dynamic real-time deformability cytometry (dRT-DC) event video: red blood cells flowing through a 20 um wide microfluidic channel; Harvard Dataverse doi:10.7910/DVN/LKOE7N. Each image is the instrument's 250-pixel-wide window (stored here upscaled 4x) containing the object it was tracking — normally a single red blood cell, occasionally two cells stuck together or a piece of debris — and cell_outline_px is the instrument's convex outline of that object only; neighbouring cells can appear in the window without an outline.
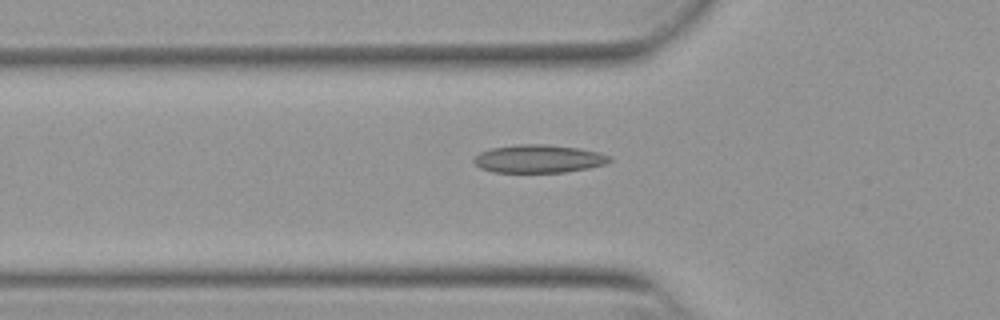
{"species": "Egyptian fruit bat (a non-hibernating species)", "species_latin": "Rousettus aegyptiacus", "temperature_condition": "warm", "stored_images_in_passage": 35, "camera_frame_rate_fps": 3000, "um_per_image_px": 0.085, "animal": {"sex": "female"}, "frame": {"image": 1, "passage_image": 5, "time_ms": 1.333, "image_size_px": [1000, 320], "cell_outline_px": [[612, 160], [608, 164], [588, 168], [564, 172], [492, 172], [480, 168], [472, 160], [480, 152], [492, 148], [516, 144], [548, 144], [580, 148], [600, 152], [612, 156]], "centroid_in_image_um": [45.83, 13.49], "position_along_channel_um": 80.0, "area_um2": 22.43}}
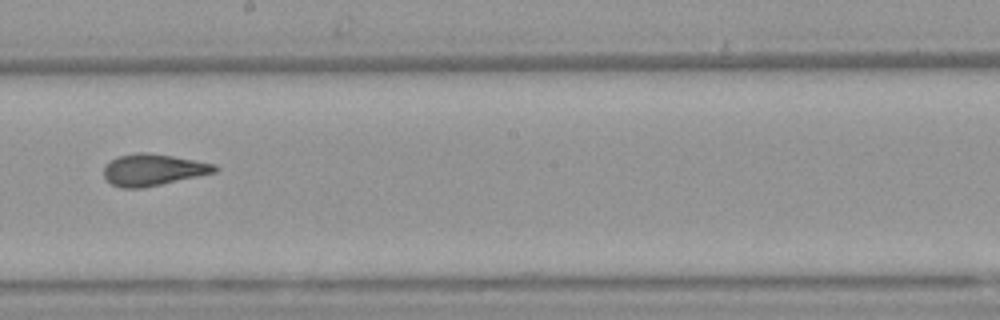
{"frame": {"image": 2, "passage_image": 17, "time_ms": 5.333, "image_size_px": [1000, 320], "cell_outline_px": [[220, 168], [216, 172], [160, 184], [140, 188], [120, 188], [112, 184], [104, 176], [104, 164], [120, 156], [136, 152], [148, 152], [172, 156], [216, 164]], "centroid_in_image_um": [13.01, 14.42], "position_along_channel_um": 235.2, "area_um2": 20.29}}
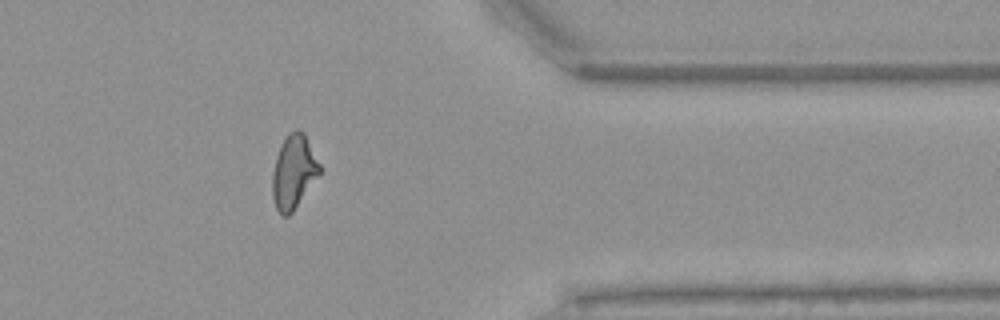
{"frame": {"image": 3, "passage_image": 30, "time_ms": 9.667, "image_size_px": [1000, 320], "cell_outline_px": [[320, 172], [292, 212], [288, 216], [280, 216], [276, 208], [272, 196], [272, 172], [276, 156], [280, 144], [288, 132], [296, 128], [300, 128], [304, 132], [320, 164]], "centroid_in_image_um": [24.93, 14.57], "position_along_channel_um": 386.5, "area_um2": 20.35}, "authors_computed_cell_mechanics": {"area_um2": 20.23, "velocity_mm_per_s": 3.876, "shape_relaxation_time_tau1_ms": 10.7855, "shape_relaxation_time_tau2_ms": 1.4871, "deformation_change_tau1": 0.2592, "deformation_change_tau2": 0.0763}}